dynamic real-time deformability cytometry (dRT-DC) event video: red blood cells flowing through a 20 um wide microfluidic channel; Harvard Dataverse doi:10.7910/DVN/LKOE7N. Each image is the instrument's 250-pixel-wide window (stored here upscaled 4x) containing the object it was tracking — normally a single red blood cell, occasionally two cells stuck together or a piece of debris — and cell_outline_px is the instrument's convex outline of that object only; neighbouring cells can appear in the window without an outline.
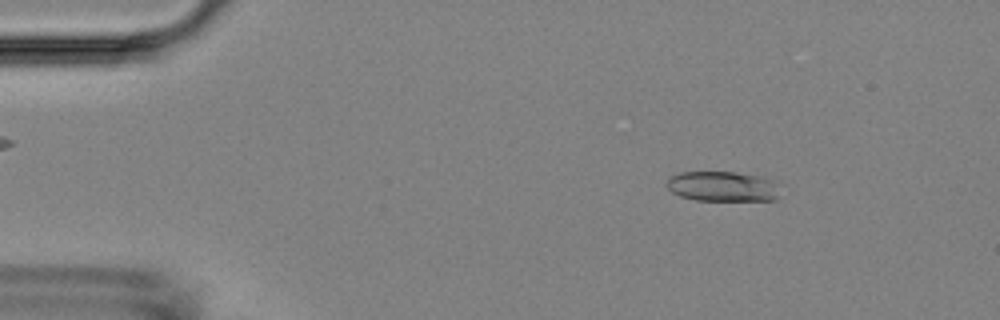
{"species": "Egyptian fruit bat (a non-hibernating species)", "species_latin": "Rousettus aegyptiacus", "temperature_condition": "room temperature", "stored_images_in_passage": 55, "camera_frame_rate_fps": 3000, "um_per_image_px": 0.085, "animal": {"sex": "female"}, "frame": {"image": 1, "passage_image": 8, "time_ms": 2.333, "image_size_px": [1000, 320], "cell_outline_px": [[776, 196], [772, 200], [696, 200], [680, 196], [672, 192], [664, 184], [672, 176], [680, 172], [736, 172], [756, 176], [772, 180]], "centroid_in_image_um": [61.29, 15.84], "position_along_channel_um": 23.7, "area_um2": 19.31}}
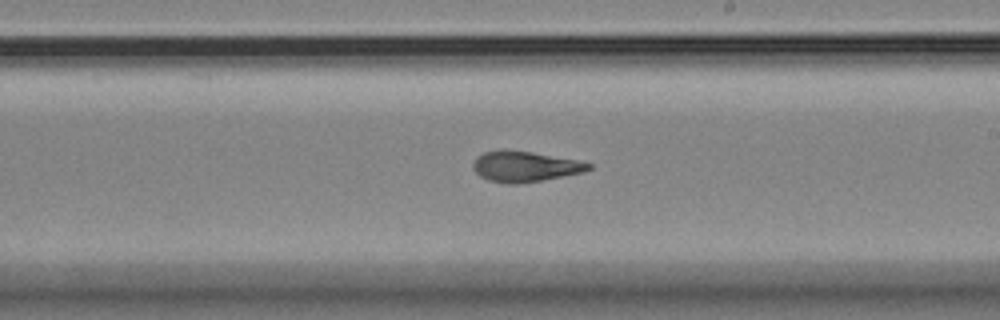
{"frame": {"image": 2, "passage_image": 32, "time_ms": 10.333, "image_size_px": [1000, 320], "cell_outline_px": [[592, 168], [584, 172], [540, 180], [516, 184], [508, 184], [488, 180], [480, 176], [472, 168], [472, 164], [476, 156], [484, 152], [532, 152], [576, 160], [592, 164]], "centroid_in_image_um": [44.61, 14.18], "position_along_channel_um": 244.4, "area_um2": 19.94}}
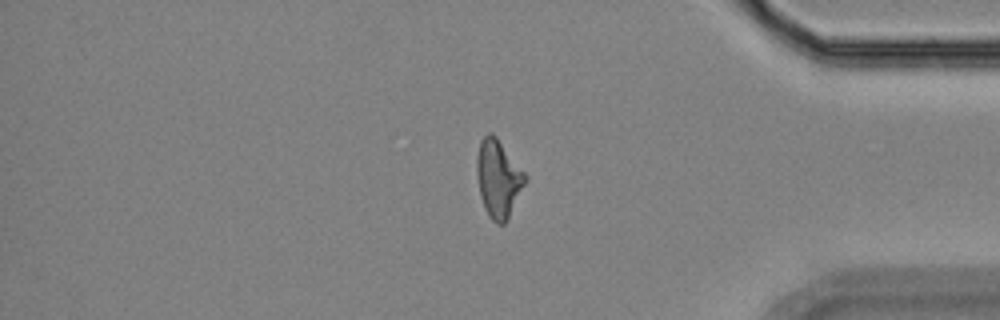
{"frame": {"image": 3, "passage_image": 46, "time_ms": 15.0, "image_size_px": [1000, 320], "cell_outline_px": [[528, 176], [504, 224], [496, 224], [488, 216], [484, 208], [480, 196], [476, 172], [476, 156], [480, 140], [488, 132], [492, 132], [496, 136]], "centroid_in_image_um": [42.32, 15.14], "position_along_channel_um": 392.9, "area_um2": 21.73}, "authors_computed_cell_mechanics": {"area_um2": 20.8658, "velocity_mm_per_s": 3.6602, "shape_relaxation_time_tau1_ms": null, "shape_relaxation_time_tau2_ms": 2.6557, "deformation_change_tau1": null, "deformation_change_tau2": 0.1102}}